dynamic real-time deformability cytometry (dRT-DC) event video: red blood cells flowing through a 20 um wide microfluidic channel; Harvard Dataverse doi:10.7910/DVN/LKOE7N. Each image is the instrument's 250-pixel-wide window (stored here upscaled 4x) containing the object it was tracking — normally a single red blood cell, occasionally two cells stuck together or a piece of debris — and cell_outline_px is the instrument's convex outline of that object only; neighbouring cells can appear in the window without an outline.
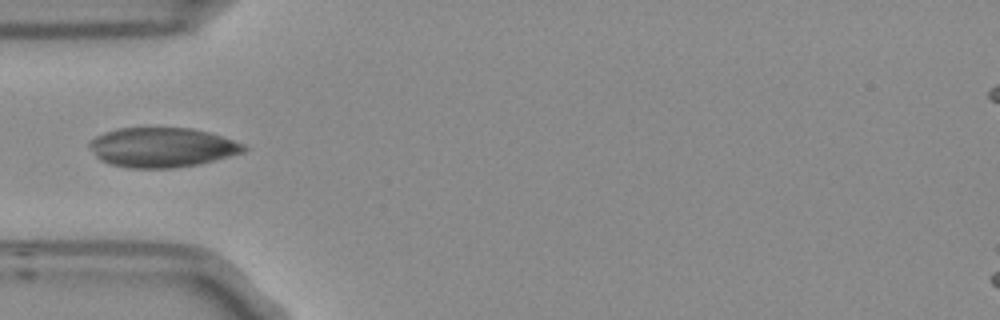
{"species": "Egyptian fruit bat (a non-hibernating species)", "species_latin": "Rousettus aegyptiacus", "temperature_condition": "room temperature", "stored_images_in_passage": 1, "camera_frame_rate_fps": 3000, "um_per_image_px": 0.085, "frame": {"image": 1, "passage_image": 1, "time_ms": 0.0, "image_size_px": [1000, 320], "cell_outline_px": [[248, 148], [244, 152], [200, 164], [172, 168], [128, 168], [108, 164], [100, 160], [96, 156], [88, 144], [88, 140], [104, 132], [116, 128], [192, 128], [208, 132], [244, 144]], "centroid_in_image_um": [13.74, 12.53], "position_along_channel_um": 71.3, "area_um2": 35.72}}